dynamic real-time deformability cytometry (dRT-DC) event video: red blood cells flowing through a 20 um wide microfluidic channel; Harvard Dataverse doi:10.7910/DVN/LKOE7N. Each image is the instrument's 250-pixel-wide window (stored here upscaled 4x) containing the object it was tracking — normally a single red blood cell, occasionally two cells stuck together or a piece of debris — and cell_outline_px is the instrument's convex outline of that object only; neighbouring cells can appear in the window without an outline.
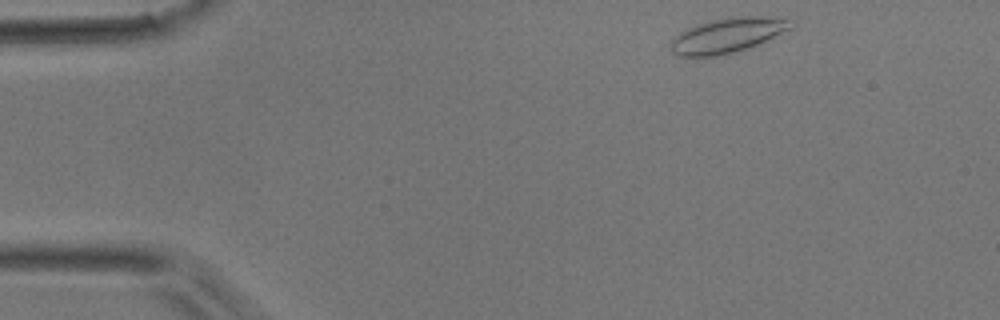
{"species": "common noctule bat (a hibernating species)", "species_latin": "Nyctalus noctula", "temperature_condition": "room temperature", "stored_images_in_passage": 45, "camera_frame_rate_fps": 3000, "um_per_image_px": 0.085, "animal": {"sex": "male", "body_mass_g": 17.9}, "frame": {"image": 1, "passage_image": 1, "time_ms": 0.0, "image_size_px": [1000, 320], "cell_outline_px": [[792, 28], [748, 48], [716, 56], [680, 56], [672, 52], [668, 44], [676, 36], [696, 24], [712, 20], [740, 16], [756, 16], [784, 20]], "centroid_in_image_um": [61.73, 3.03], "position_along_channel_um": 23.3, "area_um2": 23.47}}
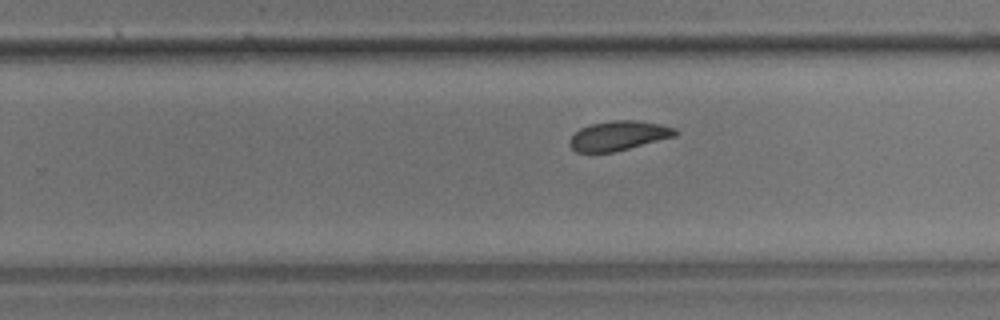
{"frame": {"image": 2, "passage_image": 26, "time_ms": 8.333, "image_size_px": [1000, 320], "cell_outline_px": [[680, 132], [676, 136], [612, 152], [576, 152], [568, 144], [568, 140], [580, 128], [588, 124], [612, 120], [640, 120], [660, 124], [676, 128]], "centroid_in_image_um": [52.58, 11.51], "position_along_channel_um": 277.2, "area_um2": 18.26}}
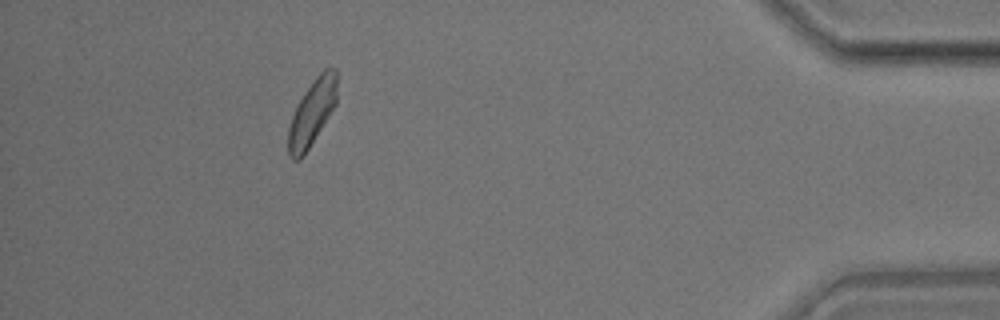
{"frame": {"image": 3, "passage_image": 40, "time_ms": 13.0, "image_size_px": [1000, 320], "cell_outline_px": [[336, 104], [308, 148], [300, 160], [292, 160], [288, 156], [288, 128], [292, 116], [304, 92], [316, 76], [324, 68], [336, 68]], "centroid_in_image_um": [26.51, 9.58], "position_along_channel_um": 408.7, "area_um2": 18.32}}